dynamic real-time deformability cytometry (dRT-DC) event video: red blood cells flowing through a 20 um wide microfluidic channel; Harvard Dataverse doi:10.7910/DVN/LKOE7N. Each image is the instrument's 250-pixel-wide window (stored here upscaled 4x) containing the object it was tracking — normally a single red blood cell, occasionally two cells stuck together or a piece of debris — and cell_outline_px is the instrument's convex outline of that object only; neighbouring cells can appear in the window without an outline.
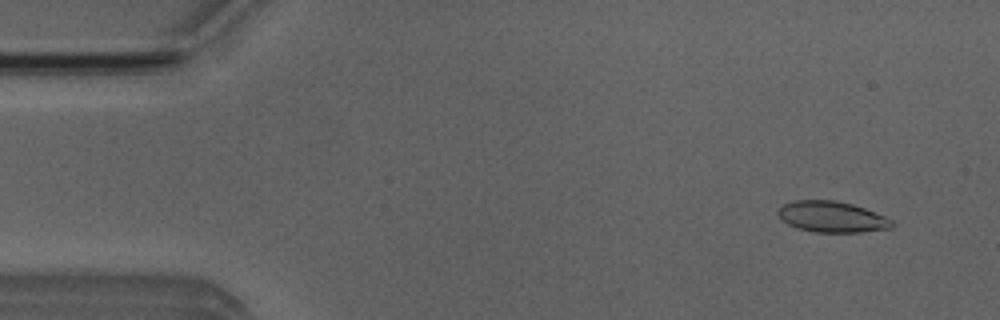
{"species": "Egyptian fruit bat (a non-hibernating species)", "species_latin": "Rousettus aegyptiacus", "temperature_condition": "room temperature", "stored_images_in_passage": 14, "camera_frame_rate_fps": 3000, "um_per_image_px": 0.085, "animal": {"sex": "male"}, "frame": {"image": 1, "passage_image": 4, "time_ms": 1.0, "image_size_px": [1000, 320], "cell_outline_px": [[892, 228], [860, 232], [816, 232], [796, 228], [788, 224], [776, 212], [784, 204], [796, 200], [836, 200], [852, 204], [864, 208], [884, 216], [892, 220]], "centroid_in_image_um": [70.71, 18.43], "position_along_channel_um": 14.3, "area_um2": 20.35}}